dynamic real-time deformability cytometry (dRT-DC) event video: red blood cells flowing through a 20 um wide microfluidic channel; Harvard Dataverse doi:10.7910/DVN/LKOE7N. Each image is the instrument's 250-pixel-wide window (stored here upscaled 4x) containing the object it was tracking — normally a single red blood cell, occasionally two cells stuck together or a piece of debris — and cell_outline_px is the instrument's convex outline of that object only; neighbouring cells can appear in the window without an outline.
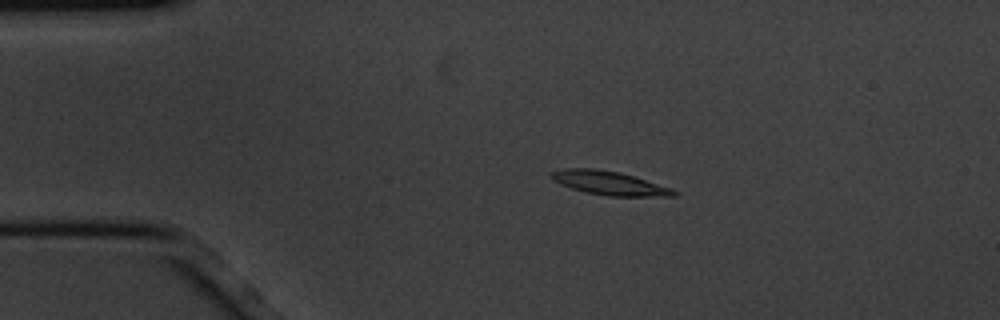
{"species": "common noctule bat (a hibernating species)", "species_latin": "Nyctalus noctula", "temperature_condition": "cold", "stored_images_in_passage": 8, "camera_frame_rate_fps": 3000, "um_per_image_px": 0.085, "animal": {"sex": "male", "body_mass_g": 20.1, "forearm_length_mm": 53.5}, "frame": {"image": 1, "passage_image": 4, "time_ms": 1.0, "image_size_px": [1000, 320], "cell_outline_px": [[680, 192], [676, 196], [608, 196], [588, 192], [572, 188], [560, 184], [552, 180], [548, 176], [552, 172], [564, 168], [596, 168], [620, 172], [672, 188]], "centroid_in_image_um": [51.79, 15.55], "position_along_channel_um": 33.2, "area_um2": 16.99}}
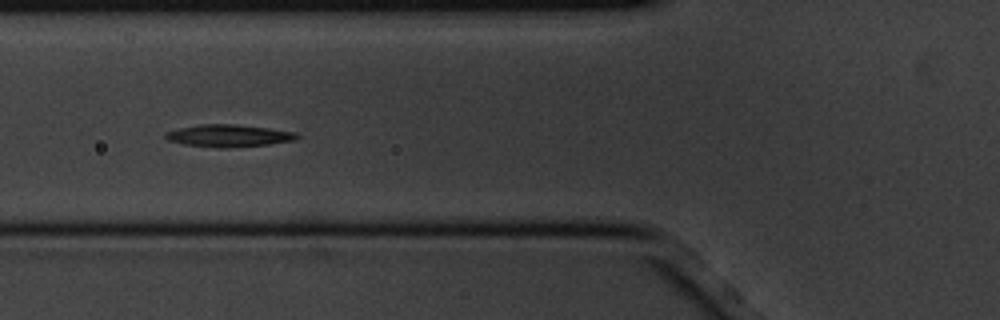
{"frame": {"image": 2, "passage_image": 7, "time_ms": 2.0, "image_size_px": [1000, 320], "cell_outline_px": [[300, 136], [292, 140], [268, 144], [224, 148], [216, 148], [184, 144], [168, 140], [164, 136], [164, 132], [180, 128], [200, 124], [236, 124], [268, 128], [296, 132]], "centroid_in_image_um": [19.4, 11.53], "position_along_channel_um": 106.4, "area_um2": 16.94}}
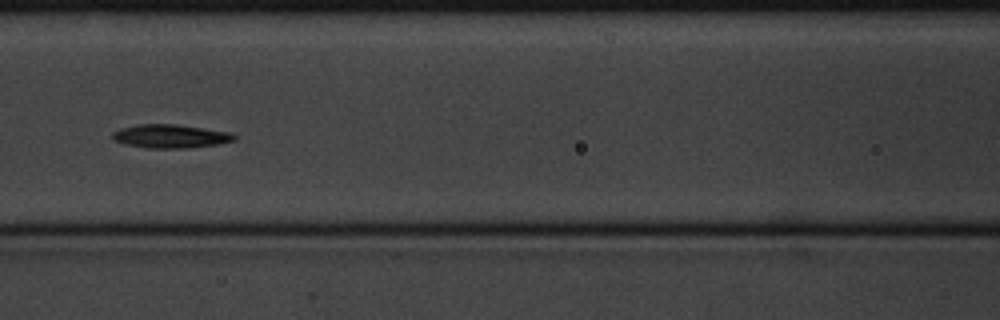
{"frame": {"image": 3, "passage_image": 8, "time_ms": 2.333, "image_size_px": [1000, 320], "cell_outline_px": [[236, 140], [216, 144], [188, 148], [148, 148], [124, 144], [112, 140], [112, 132], [120, 128], [140, 124], [176, 124], [228, 132], [236, 136]], "centroid_in_image_um": [14.43, 11.58], "position_along_channel_um": 152.2, "area_um2": 16.65}}